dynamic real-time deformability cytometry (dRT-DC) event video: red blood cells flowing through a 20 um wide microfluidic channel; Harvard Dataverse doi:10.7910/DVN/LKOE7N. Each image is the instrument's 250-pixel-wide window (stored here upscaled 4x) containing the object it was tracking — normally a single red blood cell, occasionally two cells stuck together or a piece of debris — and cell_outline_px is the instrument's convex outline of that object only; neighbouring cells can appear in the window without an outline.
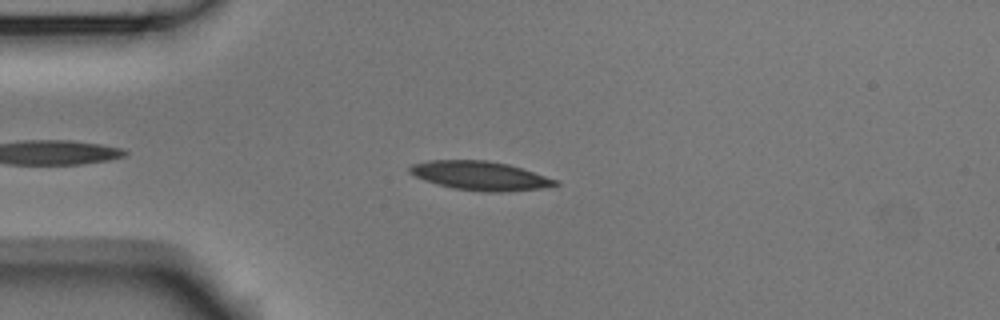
{"species": "Egyptian fruit bat (a non-hibernating species)", "species_latin": "Rousettus aegyptiacus", "temperature_condition": "room temperature", "stored_images_in_passage": 44, "camera_frame_rate_fps": 3000, "um_per_image_px": 0.085, "animal": {"sex": "male"}, "frame": {"image": 1, "passage_image": 7, "time_ms": 2.0, "image_size_px": [1000, 320], "cell_outline_px": [[560, 184], [544, 188], [504, 192], [484, 192], [452, 188], [436, 184], [424, 180], [408, 172], [408, 168], [412, 164], [428, 160], [488, 160], [508, 164], [556, 180]], "centroid_in_image_um": [40.76, 14.94], "position_along_channel_um": 44.2, "area_um2": 24.51}}
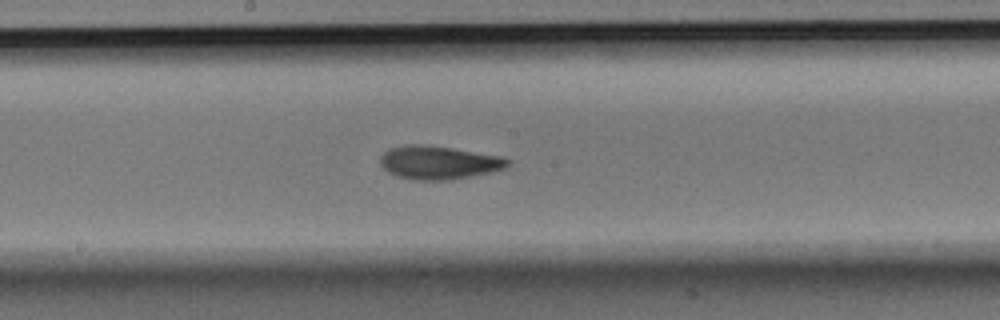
{"frame": {"image": 2, "passage_image": 22, "time_ms": 7.0, "image_size_px": [1000, 320], "cell_outline_px": [[512, 160], [504, 168], [492, 172], [448, 180], [416, 180], [396, 176], [388, 172], [380, 164], [380, 156], [388, 148], [404, 144], [420, 144], [452, 148], [500, 156]], "centroid_in_image_um": [37.25, 13.81], "position_along_channel_um": 210.9, "area_um2": 24.8}}
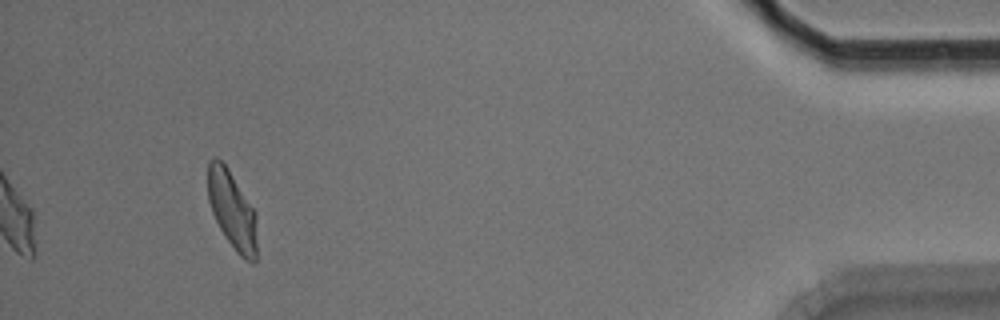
{"frame": {"image": 3, "passage_image": 44, "time_ms": 14.333, "image_size_px": [1000, 320], "cell_outline_px": [[256, 260], [252, 264], [244, 260], [236, 252], [220, 228], [212, 212], [208, 200], [208, 160], [216, 156], [228, 168], [256, 212]], "centroid_in_image_um": [19.73, 17.86], "position_along_channel_um": 415.5, "area_um2": 22.31}, "authors_computed_cell_mechanics": {"area_um2": 23.4379, "velocity_mm_per_s": 3.7078, "shape_relaxation_time_tau1_ms": 5.3892, "shape_relaxation_time_tau2_ms": 2.6212, "deformation_change_tau1": 0.1741, "deformation_change_tau2": 0.09}}